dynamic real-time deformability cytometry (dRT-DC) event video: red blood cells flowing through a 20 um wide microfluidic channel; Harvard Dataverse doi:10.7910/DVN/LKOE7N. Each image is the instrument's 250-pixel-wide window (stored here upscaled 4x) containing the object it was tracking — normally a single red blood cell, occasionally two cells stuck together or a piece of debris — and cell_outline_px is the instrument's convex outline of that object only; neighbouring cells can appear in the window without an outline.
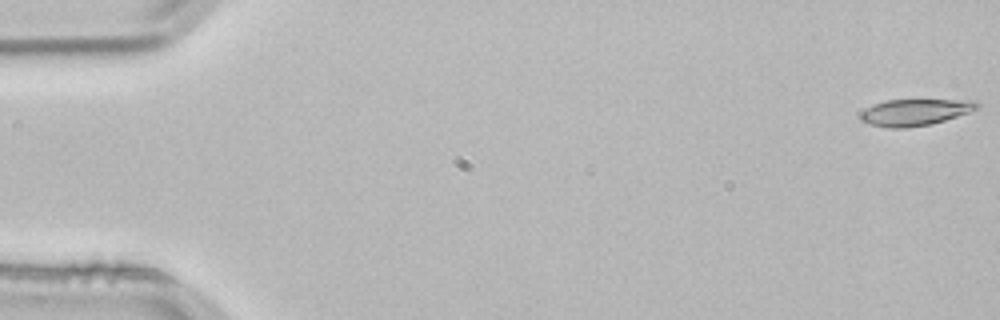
{"species": "common noctule bat (a hibernating species)", "species_latin": "Nyctalus noctula", "temperature_condition": "room temperature", "stored_images_in_passage": 4, "segment_of_instrument_passage": [2, 2], "camera_frame_rate_fps": 3000, "um_per_image_px": 0.085, "animal": {"sex": "male", "body_mass_g": 21.5, "forearm_length_mm": 52.0}, "frame": {"image": 1, "passage_image": 4, "time_ms": 1.0, "image_size_px": [1000, 320], "cell_outline_px": [[980, 108], [932, 124], [908, 128], [892, 128], [868, 124], [860, 120], [860, 112], [876, 104], [888, 100], [976, 100], [980, 104]], "centroid_in_image_um": [77.79, 9.55], "position_along_channel_um": 7.2, "area_um2": 17.92}}